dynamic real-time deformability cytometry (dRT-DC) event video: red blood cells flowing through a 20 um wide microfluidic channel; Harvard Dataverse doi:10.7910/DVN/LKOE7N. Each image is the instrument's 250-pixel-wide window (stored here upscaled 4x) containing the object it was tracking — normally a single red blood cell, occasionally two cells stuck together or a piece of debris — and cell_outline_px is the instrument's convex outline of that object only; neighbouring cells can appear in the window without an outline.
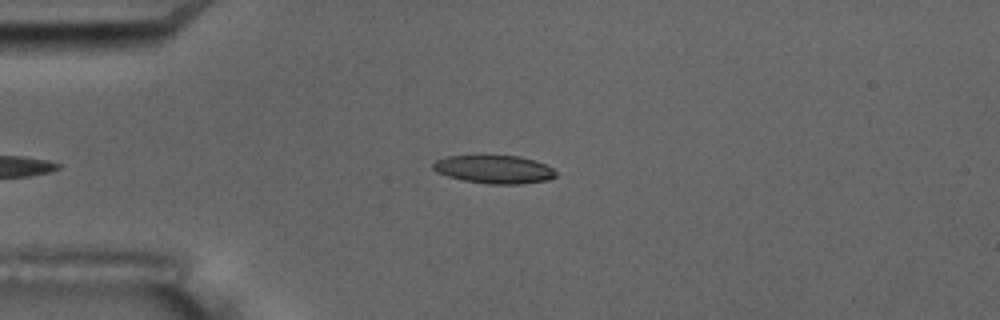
{"species": "common noctule bat (a hibernating species)", "species_latin": "Nyctalus noctula", "temperature_condition": "room temperature", "stored_images_in_passage": 4, "camera_frame_rate_fps": 3000, "um_per_image_px": 0.085, "animal": {"sex": "male", "body_mass_g": 17.5, "forearm_length_mm": 52.3}, "frame": {"image": 1, "passage_image": 4, "time_ms": 3.333, "image_size_px": [1000, 320], "cell_outline_px": [[556, 176], [548, 180], [520, 184], [488, 184], [464, 180], [448, 176], [436, 172], [432, 168], [432, 164], [436, 160], [448, 156], [520, 156], [536, 160], [552, 168], [556, 172]], "centroid_in_image_um": [42.01, 14.4], "position_along_channel_um": 43.0, "area_um2": 20.11}}